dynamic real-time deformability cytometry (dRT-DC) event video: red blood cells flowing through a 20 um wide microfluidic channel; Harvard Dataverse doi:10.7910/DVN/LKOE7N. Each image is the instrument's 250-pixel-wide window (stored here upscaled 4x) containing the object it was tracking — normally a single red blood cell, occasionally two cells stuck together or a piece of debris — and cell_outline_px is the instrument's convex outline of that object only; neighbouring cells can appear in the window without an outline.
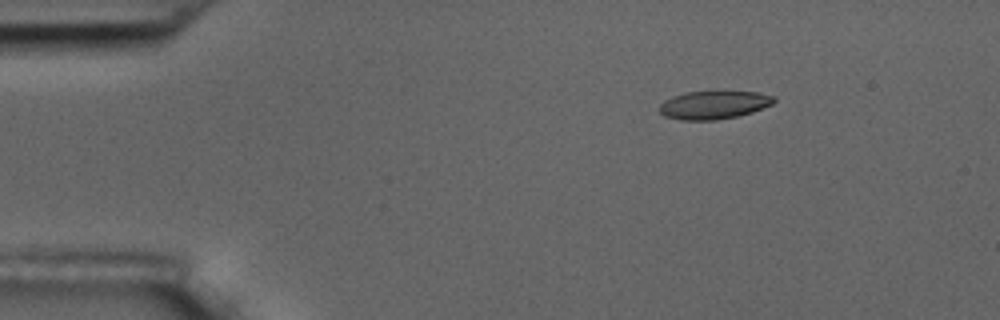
{"species": "common noctule bat (a hibernating species)", "species_latin": "Nyctalus noctula", "temperature_condition": "room temperature", "stored_images_in_passage": 4, "camera_frame_rate_fps": 3000, "um_per_image_px": 0.085, "animal": {"sex": "male", "body_mass_g": 17.5, "forearm_length_mm": 52.3}, "frame": {"image": 1, "passage_image": 2, "time_ms": 1.0, "image_size_px": [1000, 320], "cell_outline_px": [[776, 100], [772, 104], [752, 112], [736, 116], [716, 120], [680, 120], [664, 116], [660, 112], [660, 104], [664, 100], [672, 96], [684, 92], [756, 92], [776, 96]], "centroid_in_image_um": [60.66, 8.92], "position_along_channel_um": 24.3, "area_um2": 18.73}}